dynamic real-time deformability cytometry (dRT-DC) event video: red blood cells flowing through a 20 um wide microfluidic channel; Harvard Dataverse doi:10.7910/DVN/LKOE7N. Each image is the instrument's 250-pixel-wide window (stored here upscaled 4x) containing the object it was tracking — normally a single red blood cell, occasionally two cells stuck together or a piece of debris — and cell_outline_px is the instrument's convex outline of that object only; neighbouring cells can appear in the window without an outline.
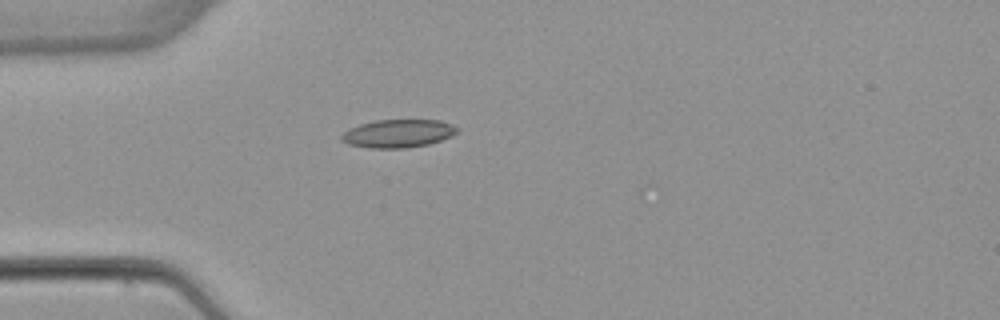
{"species": "common noctule bat (a hibernating species)", "species_latin": "Nyctalus noctula", "temperature_condition": "warm", "stored_images_in_passage": 3, "camera_frame_rate_fps": 3000, "um_per_image_px": 0.085, "animal": {"sex": "female", "body_mass_g": 22.7, "forearm_length_mm": 54.2}, "frame": {"image": 1, "passage_image": 3, "time_ms": 2.333, "image_size_px": [1000, 320], "cell_outline_px": [[460, 132], [452, 136], [428, 144], [408, 148], [372, 148], [348, 144], [340, 140], [340, 136], [344, 132], [360, 124], [376, 120], [440, 120], [452, 124], [460, 128]], "centroid_in_image_um": [33.88, 11.34], "position_along_channel_um": 51.1, "area_um2": 19.02}}